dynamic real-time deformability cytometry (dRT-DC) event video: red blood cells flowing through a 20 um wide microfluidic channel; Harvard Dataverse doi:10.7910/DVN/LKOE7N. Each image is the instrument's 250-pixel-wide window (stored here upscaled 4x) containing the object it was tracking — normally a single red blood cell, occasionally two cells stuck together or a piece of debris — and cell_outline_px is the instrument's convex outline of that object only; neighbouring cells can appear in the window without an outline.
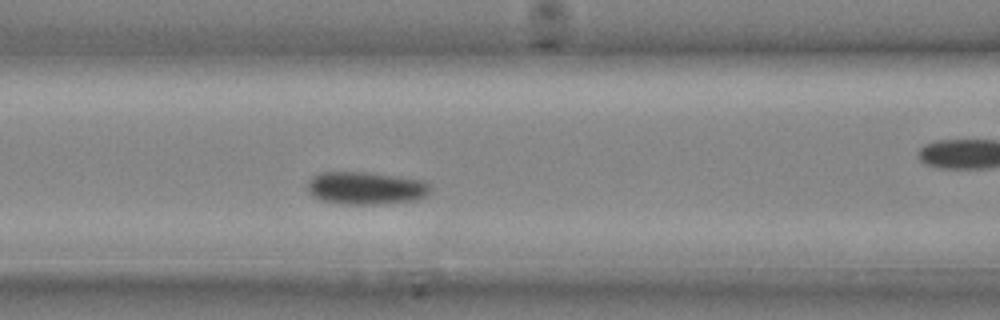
{"species": "common noctule bat (a hibernating species)", "species_latin": "Nyctalus noctula", "temperature_condition": "cold", "stored_images_in_passage": 20, "camera_frame_rate_fps": 3000, "um_per_image_px": 0.085, "animal": {"sex": "male", "body_mass_g": 20.4}, "frame": {"image": 1, "passage_image": 4, "time_ms": 1.0, "image_size_px": [1000, 320], "cell_outline_px": [[432, 192], [416, 200], [380, 204], [340, 204], [320, 200], [312, 196], [308, 192], [308, 180], [312, 176], [320, 172], [368, 172], [420, 180], [428, 184]], "centroid_in_image_um": [31.05, 15.99], "position_along_channel_um": 135.6, "area_um2": 23.47}}
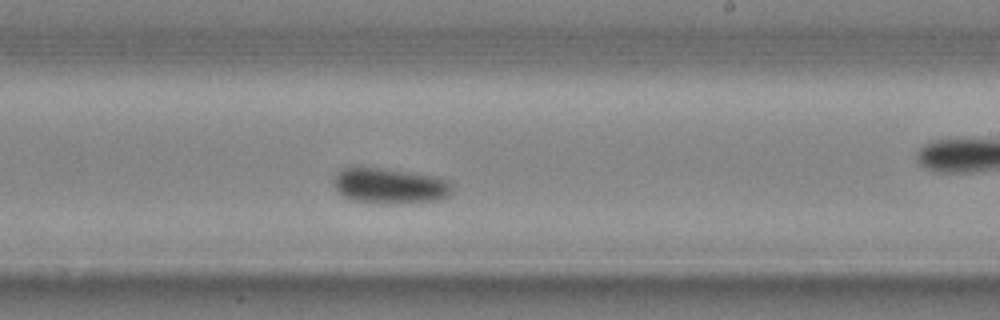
{"frame": {"image": 2, "passage_image": 9, "time_ms": 2.667, "image_size_px": [1000, 320], "cell_outline_px": [[452, 196], [440, 200], [400, 204], [376, 204], [352, 200], [340, 196], [336, 192], [332, 180], [336, 172], [340, 168], [380, 168], [412, 172], [440, 176], [448, 180], [452, 184]], "centroid_in_image_um": [33.15, 15.82], "position_along_channel_um": 255.9, "area_um2": 25.49}}
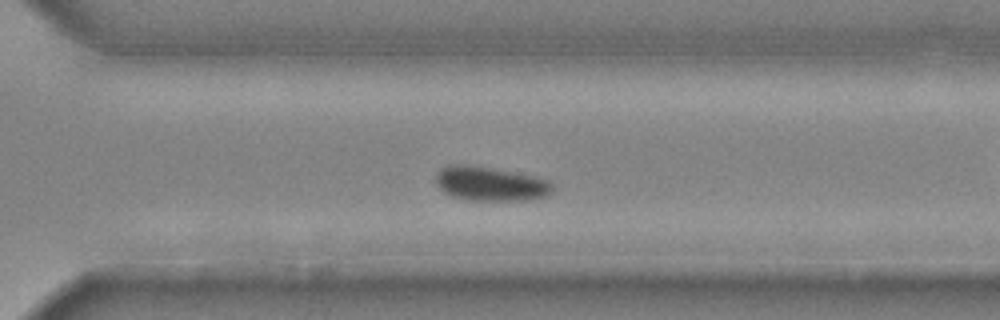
{"frame": {"image": 3, "passage_image": 12, "time_ms": 3.667, "image_size_px": [1000, 320], "cell_outline_px": [[552, 192], [548, 196], [532, 200], [468, 200], [452, 196], [444, 192], [440, 188], [436, 180], [436, 172], [440, 168], [448, 164], [468, 164], [532, 176], [548, 180], [552, 184]], "centroid_in_image_um": [41.66, 15.62], "position_along_channel_um": 328.9, "area_um2": 23.24}}